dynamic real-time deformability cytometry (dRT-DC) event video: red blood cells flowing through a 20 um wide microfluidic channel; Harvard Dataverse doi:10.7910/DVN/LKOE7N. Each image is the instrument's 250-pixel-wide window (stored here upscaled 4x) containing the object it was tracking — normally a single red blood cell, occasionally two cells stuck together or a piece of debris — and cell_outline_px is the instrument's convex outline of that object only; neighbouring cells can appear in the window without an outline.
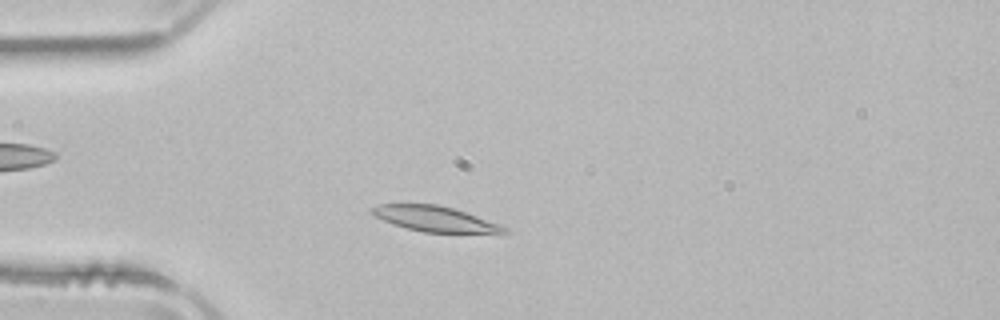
{"species": "common noctule bat (a hibernating species)", "species_latin": "Nyctalus noctula", "temperature_condition": "room temperature", "stored_images_in_passage": 46, "camera_frame_rate_fps": 3000, "um_per_image_px": 0.085, "animal": {"sex": "male", "body_mass_g": 21.5, "forearm_length_mm": 52.0}, "frame": {"image": 1, "passage_image": 8, "time_ms": 2.333, "image_size_px": [1000, 320], "cell_outline_px": [[512, 232], [424, 232], [392, 224], [368, 212], [368, 208], [376, 204], [436, 204], [452, 208], [500, 224], [508, 228]], "centroid_in_image_um": [36.89, 18.58], "position_along_channel_um": 48.1, "area_um2": 19.25}}
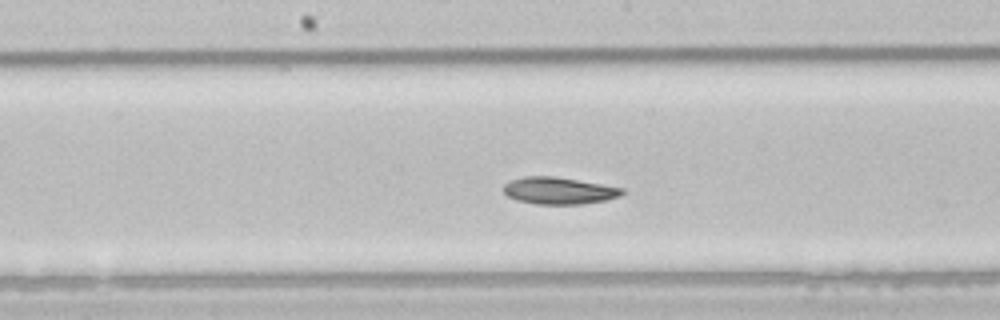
{"frame": {"image": 2, "passage_image": 21, "time_ms": 6.667, "image_size_px": [1000, 320], "cell_outline_px": [[624, 192], [620, 196], [608, 200], [584, 204], [536, 204], [516, 200], [508, 196], [504, 192], [504, 184], [512, 180], [524, 176], [556, 176], [624, 188]], "centroid_in_image_um": [47.53, 16.21], "position_along_channel_um": 200.7, "area_um2": 18.73}}
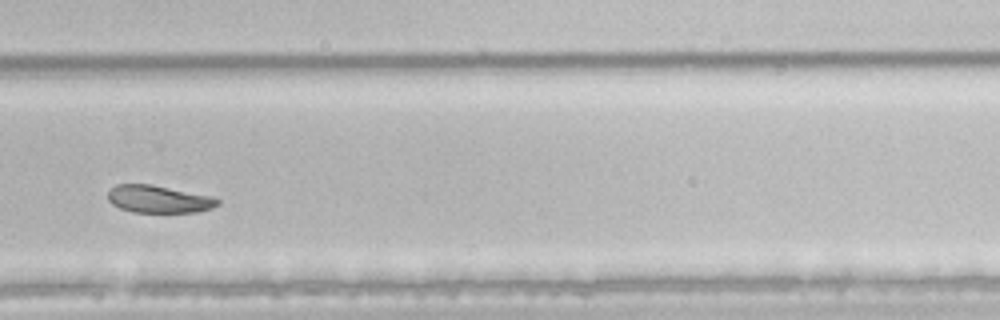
{"frame": {"image": 3, "passage_image": 30, "time_ms": 9.667, "image_size_px": [1000, 320], "cell_outline_px": [[220, 204], [212, 208], [196, 212], [132, 212], [120, 208], [112, 204], [108, 200], [108, 192], [116, 184], [148, 184], [208, 196], [220, 200]], "centroid_in_image_um": [13.45, 16.94], "position_along_channel_um": 316.4, "area_um2": 17.22}, "authors_computed_cell_mechanics": {"area_um2": 20.1722, "velocity_mm_per_s": 3.8827, "shape_relaxation_time_tau1_ms": 3.5817, "shape_relaxation_time_tau2_ms": 5.8773, "deformation_change_tau1": 0.107, "deformation_change_tau2": 0.088}}